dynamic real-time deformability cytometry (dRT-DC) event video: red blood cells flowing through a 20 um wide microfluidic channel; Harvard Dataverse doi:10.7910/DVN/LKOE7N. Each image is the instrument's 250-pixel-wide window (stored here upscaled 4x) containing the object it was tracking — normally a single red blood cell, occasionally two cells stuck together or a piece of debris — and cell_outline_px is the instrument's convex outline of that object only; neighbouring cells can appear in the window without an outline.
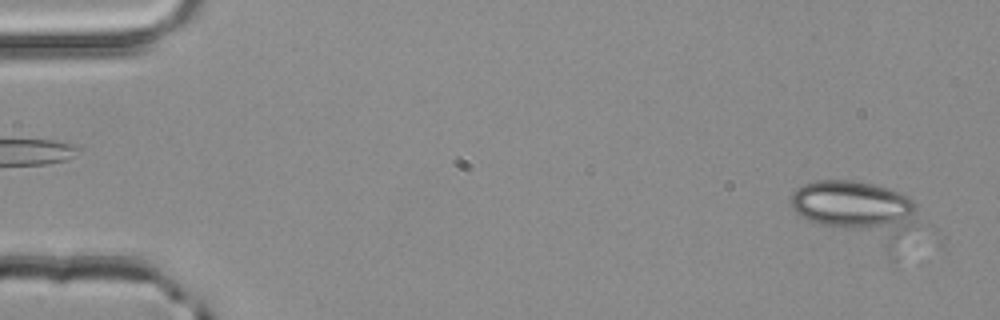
{"species": "common noctule bat (a hibernating species)", "species_latin": "Nyctalus noctula", "temperature_condition": "room temperature", "stored_images_in_passage": 8, "camera_frame_rate_fps": 3000, "um_per_image_px": 0.085, "animal": {"sex": "male", "body_mass_g": 20.4}, "frame": {"image": 1, "passage_image": 3, "time_ms": 0.667, "image_size_px": [1000, 320], "cell_outline_px": [[920, 220], [888, 260], [800, 216], [792, 208], [792, 192], [796, 188], [804, 184], [816, 180], [852, 180], [872, 184], [888, 188], [900, 192], [908, 196], [916, 204]], "centroid_in_image_um": [72.98, 18.08], "position_along_channel_um": 12.0, "area_um2": 47.05}}